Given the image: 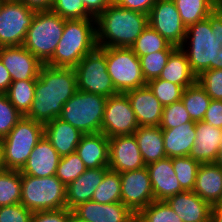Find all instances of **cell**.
<instances>
[{
  "instance_id": "obj_11",
  "label": "cell",
  "mask_w": 222,
  "mask_h": 222,
  "mask_svg": "<svg viewBox=\"0 0 222 222\" xmlns=\"http://www.w3.org/2000/svg\"><path fill=\"white\" fill-rule=\"evenodd\" d=\"M36 12L20 1L5 0L0 9V47L23 46Z\"/></svg>"
},
{
  "instance_id": "obj_30",
  "label": "cell",
  "mask_w": 222,
  "mask_h": 222,
  "mask_svg": "<svg viewBox=\"0 0 222 222\" xmlns=\"http://www.w3.org/2000/svg\"><path fill=\"white\" fill-rule=\"evenodd\" d=\"M186 28L210 16L216 10V0H173Z\"/></svg>"
},
{
  "instance_id": "obj_58",
  "label": "cell",
  "mask_w": 222,
  "mask_h": 222,
  "mask_svg": "<svg viewBox=\"0 0 222 222\" xmlns=\"http://www.w3.org/2000/svg\"><path fill=\"white\" fill-rule=\"evenodd\" d=\"M216 9L222 14V0H216Z\"/></svg>"
},
{
  "instance_id": "obj_48",
  "label": "cell",
  "mask_w": 222,
  "mask_h": 222,
  "mask_svg": "<svg viewBox=\"0 0 222 222\" xmlns=\"http://www.w3.org/2000/svg\"><path fill=\"white\" fill-rule=\"evenodd\" d=\"M203 121L222 129V100L211 99Z\"/></svg>"
},
{
  "instance_id": "obj_54",
  "label": "cell",
  "mask_w": 222,
  "mask_h": 222,
  "mask_svg": "<svg viewBox=\"0 0 222 222\" xmlns=\"http://www.w3.org/2000/svg\"><path fill=\"white\" fill-rule=\"evenodd\" d=\"M215 163L222 168V139H221V142H220V146H219V149H218V156L215 160Z\"/></svg>"
},
{
  "instance_id": "obj_56",
  "label": "cell",
  "mask_w": 222,
  "mask_h": 222,
  "mask_svg": "<svg viewBox=\"0 0 222 222\" xmlns=\"http://www.w3.org/2000/svg\"><path fill=\"white\" fill-rule=\"evenodd\" d=\"M217 69H222V45H221V50H219L218 52Z\"/></svg>"
},
{
  "instance_id": "obj_25",
  "label": "cell",
  "mask_w": 222,
  "mask_h": 222,
  "mask_svg": "<svg viewBox=\"0 0 222 222\" xmlns=\"http://www.w3.org/2000/svg\"><path fill=\"white\" fill-rule=\"evenodd\" d=\"M193 192L211 206L222 203V168L215 162L200 164Z\"/></svg>"
},
{
  "instance_id": "obj_53",
  "label": "cell",
  "mask_w": 222,
  "mask_h": 222,
  "mask_svg": "<svg viewBox=\"0 0 222 222\" xmlns=\"http://www.w3.org/2000/svg\"><path fill=\"white\" fill-rule=\"evenodd\" d=\"M211 222H222V203L212 205Z\"/></svg>"
},
{
  "instance_id": "obj_41",
  "label": "cell",
  "mask_w": 222,
  "mask_h": 222,
  "mask_svg": "<svg viewBox=\"0 0 222 222\" xmlns=\"http://www.w3.org/2000/svg\"><path fill=\"white\" fill-rule=\"evenodd\" d=\"M51 11L64 19H95L82 0H54Z\"/></svg>"
},
{
  "instance_id": "obj_46",
  "label": "cell",
  "mask_w": 222,
  "mask_h": 222,
  "mask_svg": "<svg viewBox=\"0 0 222 222\" xmlns=\"http://www.w3.org/2000/svg\"><path fill=\"white\" fill-rule=\"evenodd\" d=\"M71 210L68 208L33 212L31 222H69Z\"/></svg>"
},
{
  "instance_id": "obj_40",
  "label": "cell",
  "mask_w": 222,
  "mask_h": 222,
  "mask_svg": "<svg viewBox=\"0 0 222 222\" xmlns=\"http://www.w3.org/2000/svg\"><path fill=\"white\" fill-rule=\"evenodd\" d=\"M86 169L84 162L75 152L60 158L55 175L67 186L76 180Z\"/></svg>"
},
{
  "instance_id": "obj_29",
  "label": "cell",
  "mask_w": 222,
  "mask_h": 222,
  "mask_svg": "<svg viewBox=\"0 0 222 222\" xmlns=\"http://www.w3.org/2000/svg\"><path fill=\"white\" fill-rule=\"evenodd\" d=\"M159 78L178 84L184 89L197 81V76L192 71L187 55L181 47H177L170 54Z\"/></svg>"
},
{
  "instance_id": "obj_26",
  "label": "cell",
  "mask_w": 222,
  "mask_h": 222,
  "mask_svg": "<svg viewBox=\"0 0 222 222\" xmlns=\"http://www.w3.org/2000/svg\"><path fill=\"white\" fill-rule=\"evenodd\" d=\"M87 169L108 167L109 138L103 134H84L75 151Z\"/></svg>"
},
{
  "instance_id": "obj_5",
  "label": "cell",
  "mask_w": 222,
  "mask_h": 222,
  "mask_svg": "<svg viewBox=\"0 0 222 222\" xmlns=\"http://www.w3.org/2000/svg\"><path fill=\"white\" fill-rule=\"evenodd\" d=\"M20 203L32 212L67 208L66 186L56 176L21 174Z\"/></svg>"
},
{
  "instance_id": "obj_1",
  "label": "cell",
  "mask_w": 222,
  "mask_h": 222,
  "mask_svg": "<svg viewBox=\"0 0 222 222\" xmlns=\"http://www.w3.org/2000/svg\"><path fill=\"white\" fill-rule=\"evenodd\" d=\"M77 91L74 68L51 67L43 64L35 84V97L28 119L46 124L59 117L63 105Z\"/></svg>"
},
{
  "instance_id": "obj_14",
  "label": "cell",
  "mask_w": 222,
  "mask_h": 222,
  "mask_svg": "<svg viewBox=\"0 0 222 222\" xmlns=\"http://www.w3.org/2000/svg\"><path fill=\"white\" fill-rule=\"evenodd\" d=\"M121 202L134 214L155 201L148 168L120 173Z\"/></svg>"
},
{
  "instance_id": "obj_16",
  "label": "cell",
  "mask_w": 222,
  "mask_h": 222,
  "mask_svg": "<svg viewBox=\"0 0 222 222\" xmlns=\"http://www.w3.org/2000/svg\"><path fill=\"white\" fill-rule=\"evenodd\" d=\"M0 60L12 81L36 80L43 65L24 46L0 47Z\"/></svg>"
},
{
  "instance_id": "obj_21",
  "label": "cell",
  "mask_w": 222,
  "mask_h": 222,
  "mask_svg": "<svg viewBox=\"0 0 222 222\" xmlns=\"http://www.w3.org/2000/svg\"><path fill=\"white\" fill-rule=\"evenodd\" d=\"M165 202L183 222H211V205L193 191H184Z\"/></svg>"
},
{
  "instance_id": "obj_52",
  "label": "cell",
  "mask_w": 222,
  "mask_h": 222,
  "mask_svg": "<svg viewBox=\"0 0 222 222\" xmlns=\"http://www.w3.org/2000/svg\"><path fill=\"white\" fill-rule=\"evenodd\" d=\"M11 83L10 73L0 60V93H6Z\"/></svg>"
},
{
  "instance_id": "obj_59",
  "label": "cell",
  "mask_w": 222,
  "mask_h": 222,
  "mask_svg": "<svg viewBox=\"0 0 222 222\" xmlns=\"http://www.w3.org/2000/svg\"><path fill=\"white\" fill-rule=\"evenodd\" d=\"M4 1H5V0H0V9H1L2 4H3Z\"/></svg>"
},
{
  "instance_id": "obj_24",
  "label": "cell",
  "mask_w": 222,
  "mask_h": 222,
  "mask_svg": "<svg viewBox=\"0 0 222 222\" xmlns=\"http://www.w3.org/2000/svg\"><path fill=\"white\" fill-rule=\"evenodd\" d=\"M44 135L58 154L63 157L75 153L76 147L84 134L68 122L57 117L44 124Z\"/></svg>"
},
{
  "instance_id": "obj_17",
  "label": "cell",
  "mask_w": 222,
  "mask_h": 222,
  "mask_svg": "<svg viewBox=\"0 0 222 222\" xmlns=\"http://www.w3.org/2000/svg\"><path fill=\"white\" fill-rule=\"evenodd\" d=\"M72 212L89 222H135L136 219V214L122 202L100 204L91 200L77 205Z\"/></svg>"
},
{
  "instance_id": "obj_38",
  "label": "cell",
  "mask_w": 222,
  "mask_h": 222,
  "mask_svg": "<svg viewBox=\"0 0 222 222\" xmlns=\"http://www.w3.org/2000/svg\"><path fill=\"white\" fill-rule=\"evenodd\" d=\"M146 85L163 106L180 101L184 91L182 86L160 78L153 79Z\"/></svg>"
},
{
  "instance_id": "obj_4",
  "label": "cell",
  "mask_w": 222,
  "mask_h": 222,
  "mask_svg": "<svg viewBox=\"0 0 222 222\" xmlns=\"http://www.w3.org/2000/svg\"><path fill=\"white\" fill-rule=\"evenodd\" d=\"M43 135L44 124L23 116L9 134L1 139L5 169L21 171Z\"/></svg>"
},
{
  "instance_id": "obj_13",
  "label": "cell",
  "mask_w": 222,
  "mask_h": 222,
  "mask_svg": "<svg viewBox=\"0 0 222 222\" xmlns=\"http://www.w3.org/2000/svg\"><path fill=\"white\" fill-rule=\"evenodd\" d=\"M148 23L169 44L183 46L187 28L173 0H158L149 12Z\"/></svg>"
},
{
  "instance_id": "obj_3",
  "label": "cell",
  "mask_w": 222,
  "mask_h": 222,
  "mask_svg": "<svg viewBox=\"0 0 222 222\" xmlns=\"http://www.w3.org/2000/svg\"><path fill=\"white\" fill-rule=\"evenodd\" d=\"M96 47V19H65L62 37L46 65L74 68Z\"/></svg>"
},
{
  "instance_id": "obj_47",
  "label": "cell",
  "mask_w": 222,
  "mask_h": 222,
  "mask_svg": "<svg viewBox=\"0 0 222 222\" xmlns=\"http://www.w3.org/2000/svg\"><path fill=\"white\" fill-rule=\"evenodd\" d=\"M158 0H112V2L122 8L142 12L149 15L152 6Z\"/></svg>"
},
{
  "instance_id": "obj_55",
  "label": "cell",
  "mask_w": 222,
  "mask_h": 222,
  "mask_svg": "<svg viewBox=\"0 0 222 222\" xmlns=\"http://www.w3.org/2000/svg\"><path fill=\"white\" fill-rule=\"evenodd\" d=\"M69 222H89V221L78 218L71 210V216Z\"/></svg>"
},
{
  "instance_id": "obj_12",
  "label": "cell",
  "mask_w": 222,
  "mask_h": 222,
  "mask_svg": "<svg viewBox=\"0 0 222 222\" xmlns=\"http://www.w3.org/2000/svg\"><path fill=\"white\" fill-rule=\"evenodd\" d=\"M138 122L125 93L107 98L101 132L108 138L132 135L138 129Z\"/></svg>"
},
{
  "instance_id": "obj_9",
  "label": "cell",
  "mask_w": 222,
  "mask_h": 222,
  "mask_svg": "<svg viewBox=\"0 0 222 222\" xmlns=\"http://www.w3.org/2000/svg\"><path fill=\"white\" fill-rule=\"evenodd\" d=\"M77 90L102 95L106 98L118 94L107 71L106 47H96L74 67Z\"/></svg>"
},
{
  "instance_id": "obj_6",
  "label": "cell",
  "mask_w": 222,
  "mask_h": 222,
  "mask_svg": "<svg viewBox=\"0 0 222 222\" xmlns=\"http://www.w3.org/2000/svg\"><path fill=\"white\" fill-rule=\"evenodd\" d=\"M65 19L49 11H37L27 30L23 46L42 64L53 56L62 37Z\"/></svg>"
},
{
  "instance_id": "obj_51",
  "label": "cell",
  "mask_w": 222,
  "mask_h": 222,
  "mask_svg": "<svg viewBox=\"0 0 222 222\" xmlns=\"http://www.w3.org/2000/svg\"><path fill=\"white\" fill-rule=\"evenodd\" d=\"M54 0H20L28 8L34 11H49L51 10Z\"/></svg>"
},
{
  "instance_id": "obj_57",
  "label": "cell",
  "mask_w": 222,
  "mask_h": 222,
  "mask_svg": "<svg viewBox=\"0 0 222 222\" xmlns=\"http://www.w3.org/2000/svg\"><path fill=\"white\" fill-rule=\"evenodd\" d=\"M3 170H5V167H4V163H3L2 142L0 139V172Z\"/></svg>"
},
{
  "instance_id": "obj_8",
  "label": "cell",
  "mask_w": 222,
  "mask_h": 222,
  "mask_svg": "<svg viewBox=\"0 0 222 222\" xmlns=\"http://www.w3.org/2000/svg\"><path fill=\"white\" fill-rule=\"evenodd\" d=\"M106 101L102 95L77 90L63 105L59 118L83 134L100 133Z\"/></svg>"
},
{
  "instance_id": "obj_22",
  "label": "cell",
  "mask_w": 222,
  "mask_h": 222,
  "mask_svg": "<svg viewBox=\"0 0 222 222\" xmlns=\"http://www.w3.org/2000/svg\"><path fill=\"white\" fill-rule=\"evenodd\" d=\"M195 131L196 138L189 156L200 164L215 162L222 139V129L202 120L195 122Z\"/></svg>"
},
{
  "instance_id": "obj_36",
  "label": "cell",
  "mask_w": 222,
  "mask_h": 222,
  "mask_svg": "<svg viewBox=\"0 0 222 222\" xmlns=\"http://www.w3.org/2000/svg\"><path fill=\"white\" fill-rule=\"evenodd\" d=\"M135 222H183L165 201H153L136 214Z\"/></svg>"
},
{
  "instance_id": "obj_15",
  "label": "cell",
  "mask_w": 222,
  "mask_h": 222,
  "mask_svg": "<svg viewBox=\"0 0 222 222\" xmlns=\"http://www.w3.org/2000/svg\"><path fill=\"white\" fill-rule=\"evenodd\" d=\"M109 169L123 173L146 166L134 134L109 138Z\"/></svg>"
},
{
  "instance_id": "obj_27",
  "label": "cell",
  "mask_w": 222,
  "mask_h": 222,
  "mask_svg": "<svg viewBox=\"0 0 222 222\" xmlns=\"http://www.w3.org/2000/svg\"><path fill=\"white\" fill-rule=\"evenodd\" d=\"M162 135L167 157L189 156L196 138L195 122H186L172 129H162Z\"/></svg>"
},
{
  "instance_id": "obj_49",
  "label": "cell",
  "mask_w": 222,
  "mask_h": 222,
  "mask_svg": "<svg viewBox=\"0 0 222 222\" xmlns=\"http://www.w3.org/2000/svg\"><path fill=\"white\" fill-rule=\"evenodd\" d=\"M82 2L86 10L96 18L112 3V0H82Z\"/></svg>"
},
{
  "instance_id": "obj_19",
  "label": "cell",
  "mask_w": 222,
  "mask_h": 222,
  "mask_svg": "<svg viewBox=\"0 0 222 222\" xmlns=\"http://www.w3.org/2000/svg\"><path fill=\"white\" fill-rule=\"evenodd\" d=\"M146 167L155 201H165L171 196L184 192L172 166V158L166 157L149 163Z\"/></svg>"
},
{
  "instance_id": "obj_37",
  "label": "cell",
  "mask_w": 222,
  "mask_h": 222,
  "mask_svg": "<svg viewBox=\"0 0 222 222\" xmlns=\"http://www.w3.org/2000/svg\"><path fill=\"white\" fill-rule=\"evenodd\" d=\"M172 166L184 191H193L200 163L190 156L172 158Z\"/></svg>"
},
{
  "instance_id": "obj_18",
  "label": "cell",
  "mask_w": 222,
  "mask_h": 222,
  "mask_svg": "<svg viewBox=\"0 0 222 222\" xmlns=\"http://www.w3.org/2000/svg\"><path fill=\"white\" fill-rule=\"evenodd\" d=\"M125 94L130 101L139 127L160 125L164 106L147 85L129 90Z\"/></svg>"
},
{
  "instance_id": "obj_42",
  "label": "cell",
  "mask_w": 222,
  "mask_h": 222,
  "mask_svg": "<svg viewBox=\"0 0 222 222\" xmlns=\"http://www.w3.org/2000/svg\"><path fill=\"white\" fill-rule=\"evenodd\" d=\"M186 122L192 121L182 100L163 107L160 127L162 129H172Z\"/></svg>"
},
{
  "instance_id": "obj_32",
  "label": "cell",
  "mask_w": 222,
  "mask_h": 222,
  "mask_svg": "<svg viewBox=\"0 0 222 222\" xmlns=\"http://www.w3.org/2000/svg\"><path fill=\"white\" fill-rule=\"evenodd\" d=\"M36 80L12 81L5 93L11 104L26 116L35 97Z\"/></svg>"
},
{
  "instance_id": "obj_2",
  "label": "cell",
  "mask_w": 222,
  "mask_h": 222,
  "mask_svg": "<svg viewBox=\"0 0 222 222\" xmlns=\"http://www.w3.org/2000/svg\"><path fill=\"white\" fill-rule=\"evenodd\" d=\"M97 47L130 48L149 25L148 15L113 2L96 18Z\"/></svg>"
},
{
  "instance_id": "obj_7",
  "label": "cell",
  "mask_w": 222,
  "mask_h": 222,
  "mask_svg": "<svg viewBox=\"0 0 222 222\" xmlns=\"http://www.w3.org/2000/svg\"><path fill=\"white\" fill-rule=\"evenodd\" d=\"M188 39L191 40V44L187 50L184 49L186 48L184 44ZM181 48L186 53L190 67L197 77L205 70L217 69V57L221 44L215 41V34L211 28V15L187 27Z\"/></svg>"
},
{
  "instance_id": "obj_50",
  "label": "cell",
  "mask_w": 222,
  "mask_h": 222,
  "mask_svg": "<svg viewBox=\"0 0 222 222\" xmlns=\"http://www.w3.org/2000/svg\"><path fill=\"white\" fill-rule=\"evenodd\" d=\"M211 28L215 41L222 45V14L217 9L211 14Z\"/></svg>"
},
{
  "instance_id": "obj_33",
  "label": "cell",
  "mask_w": 222,
  "mask_h": 222,
  "mask_svg": "<svg viewBox=\"0 0 222 222\" xmlns=\"http://www.w3.org/2000/svg\"><path fill=\"white\" fill-rule=\"evenodd\" d=\"M130 48L140 58L162 50H175L177 47L169 44L164 37L148 25Z\"/></svg>"
},
{
  "instance_id": "obj_44",
  "label": "cell",
  "mask_w": 222,
  "mask_h": 222,
  "mask_svg": "<svg viewBox=\"0 0 222 222\" xmlns=\"http://www.w3.org/2000/svg\"><path fill=\"white\" fill-rule=\"evenodd\" d=\"M197 82L205 89L206 94L213 100H222V69L203 71Z\"/></svg>"
},
{
  "instance_id": "obj_31",
  "label": "cell",
  "mask_w": 222,
  "mask_h": 222,
  "mask_svg": "<svg viewBox=\"0 0 222 222\" xmlns=\"http://www.w3.org/2000/svg\"><path fill=\"white\" fill-rule=\"evenodd\" d=\"M181 100L194 122L204 119L211 102V98L197 81L184 89Z\"/></svg>"
},
{
  "instance_id": "obj_43",
  "label": "cell",
  "mask_w": 222,
  "mask_h": 222,
  "mask_svg": "<svg viewBox=\"0 0 222 222\" xmlns=\"http://www.w3.org/2000/svg\"><path fill=\"white\" fill-rule=\"evenodd\" d=\"M23 115L11 104L5 93H0V139L16 126Z\"/></svg>"
},
{
  "instance_id": "obj_23",
  "label": "cell",
  "mask_w": 222,
  "mask_h": 222,
  "mask_svg": "<svg viewBox=\"0 0 222 222\" xmlns=\"http://www.w3.org/2000/svg\"><path fill=\"white\" fill-rule=\"evenodd\" d=\"M109 167L86 169L76 180L66 186V206L72 210L77 205L91 201L95 189L102 182Z\"/></svg>"
},
{
  "instance_id": "obj_10",
  "label": "cell",
  "mask_w": 222,
  "mask_h": 222,
  "mask_svg": "<svg viewBox=\"0 0 222 222\" xmlns=\"http://www.w3.org/2000/svg\"><path fill=\"white\" fill-rule=\"evenodd\" d=\"M106 62L108 74L118 93L146 85L140 59L131 48L106 47Z\"/></svg>"
},
{
  "instance_id": "obj_39",
  "label": "cell",
  "mask_w": 222,
  "mask_h": 222,
  "mask_svg": "<svg viewBox=\"0 0 222 222\" xmlns=\"http://www.w3.org/2000/svg\"><path fill=\"white\" fill-rule=\"evenodd\" d=\"M173 51L174 50H162L141 56L139 58L142 74L146 83L153 79L159 78L163 68L167 64L170 54Z\"/></svg>"
},
{
  "instance_id": "obj_34",
  "label": "cell",
  "mask_w": 222,
  "mask_h": 222,
  "mask_svg": "<svg viewBox=\"0 0 222 222\" xmlns=\"http://www.w3.org/2000/svg\"><path fill=\"white\" fill-rule=\"evenodd\" d=\"M92 201L107 204L121 202L120 173L109 169L102 182L95 189Z\"/></svg>"
},
{
  "instance_id": "obj_35",
  "label": "cell",
  "mask_w": 222,
  "mask_h": 222,
  "mask_svg": "<svg viewBox=\"0 0 222 222\" xmlns=\"http://www.w3.org/2000/svg\"><path fill=\"white\" fill-rule=\"evenodd\" d=\"M21 201V172L3 170L0 172V207L19 204Z\"/></svg>"
},
{
  "instance_id": "obj_20",
  "label": "cell",
  "mask_w": 222,
  "mask_h": 222,
  "mask_svg": "<svg viewBox=\"0 0 222 222\" xmlns=\"http://www.w3.org/2000/svg\"><path fill=\"white\" fill-rule=\"evenodd\" d=\"M61 156L45 135L38 141L29 155L21 174L34 177H48L56 174Z\"/></svg>"
},
{
  "instance_id": "obj_45",
  "label": "cell",
  "mask_w": 222,
  "mask_h": 222,
  "mask_svg": "<svg viewBox=\"0 0 222 222\" xmlns=\"http://www.w3.org/2000/svg\"><path fill=\"white\" fill-rule=\"evenodd\" d=\"M32 215L21 203L0 207V222H31Z\"/></svg>"
},
{
  "instance_id": "obj_28",
  "label": "cell",
  "mask_w": 222,
  "mask_h": 222,
  "mask_svg": "<svg viewBox=\"0 0 222 222\" xmlns=\"http://www.w3.org/2000/svg\"><path fill=\"white\" fill-rule=\"evenodd\" d=\"M134 136L146 165L167 157L160 126H140L134 132Z\"/></svg>"
}]
</instances>
